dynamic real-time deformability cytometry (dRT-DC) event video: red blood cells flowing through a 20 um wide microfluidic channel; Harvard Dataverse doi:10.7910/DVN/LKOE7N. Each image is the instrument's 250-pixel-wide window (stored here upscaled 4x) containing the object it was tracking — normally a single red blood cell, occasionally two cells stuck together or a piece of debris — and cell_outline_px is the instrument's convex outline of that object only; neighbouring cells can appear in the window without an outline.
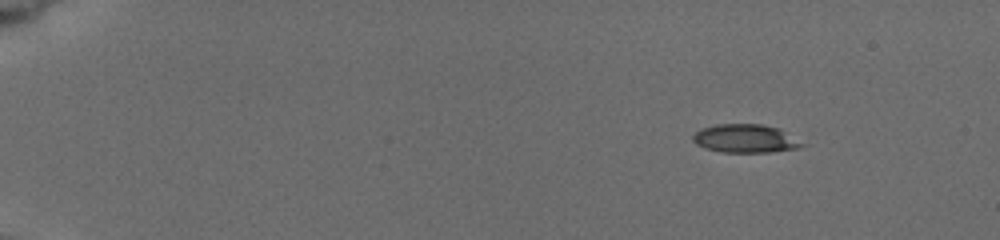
{"species": "common noctule bat (a hibernating species)", "species_latin": "Nyctalus noctula", "temperature_condition": "cold", "stored_images_in_passage": 17, "camera_frame_rate_fps": 3000, "um_per_image_px": 0.085, "animal": {"sex": "female", "body_mass_g": 19.5, "forearm_length_mm": 54.1}, "frame": {"image": 1, "passage_image": 1, "time_ms": 0.0, "image_size_px": [1000, 240], "cell_outline_px": [[808, 144], [800, 148], [768, 152], [720, 152], [704, 148], [696, 144], [692, 140], [692, 136], [696, 132], [704, 128], [716, 124], [760, 124], [776, 128]], "centroid_in_image_um": [63.35, 11.79], "position_along_channel_um": 21.6, "area_um2": 17.98}}
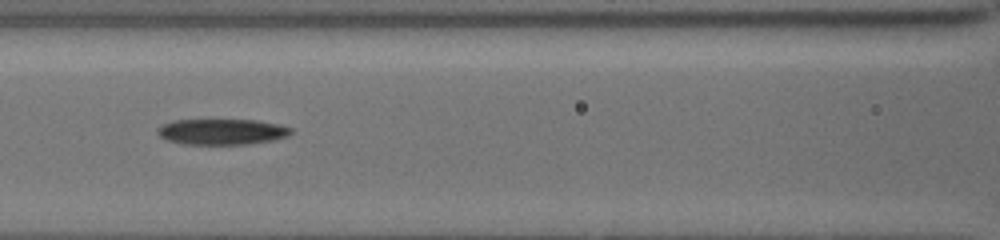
{"frame": {"image": 2, "passage_image": 8, "time_ms": 6.667, "image_size_px": [1000, 240], "cell_outline_px": [[292, 132], [288, 136], [272, 140], [252, 144], [184, 144], [164, 140], [156, 132], [156, 128], [160, 124], [172, 120], [256, 120], [280, 124], [292, 128]], "centroid_in_image_um": [18.82, 11.19], "position_along_channel_um": 147.8, "area_um2": 20.35}}
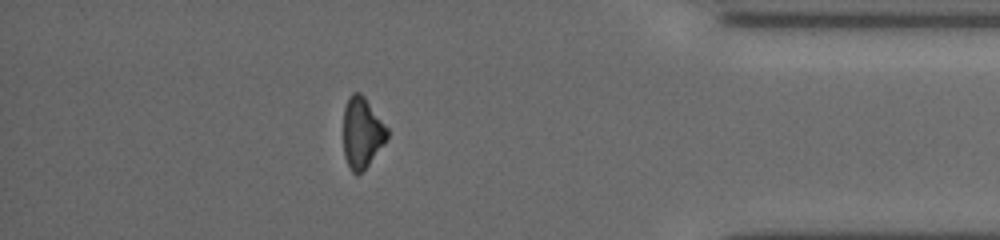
{"frame": {"image": 3, "passage_image": 15, "time_ms": 14.0, "image_size_px": [1000, 240], "cell_outline_px": [[388, 136], [384, 144], [368, 164], [356, 176], [352, 172], [344, 156], [344, 108], [348, 96], [352, 92], [360, 92], [364, 96], [388, 128]], "centroid_in_image_um": [30.76, 11.25], "position_along_channel_um": 404.4, "area_um2": 17.98}, "authors_computed_cell_mechanics": {"area_um2": 19.7098, "velocity_mm_per_s": 3.8805, "shape_relaxation_time_tau1_ms": 5.3205, "shape_relaxation_time_tau2_ms": null, "deformation_change_tau1": 0.1293, "deformation_change_tau2": null}}